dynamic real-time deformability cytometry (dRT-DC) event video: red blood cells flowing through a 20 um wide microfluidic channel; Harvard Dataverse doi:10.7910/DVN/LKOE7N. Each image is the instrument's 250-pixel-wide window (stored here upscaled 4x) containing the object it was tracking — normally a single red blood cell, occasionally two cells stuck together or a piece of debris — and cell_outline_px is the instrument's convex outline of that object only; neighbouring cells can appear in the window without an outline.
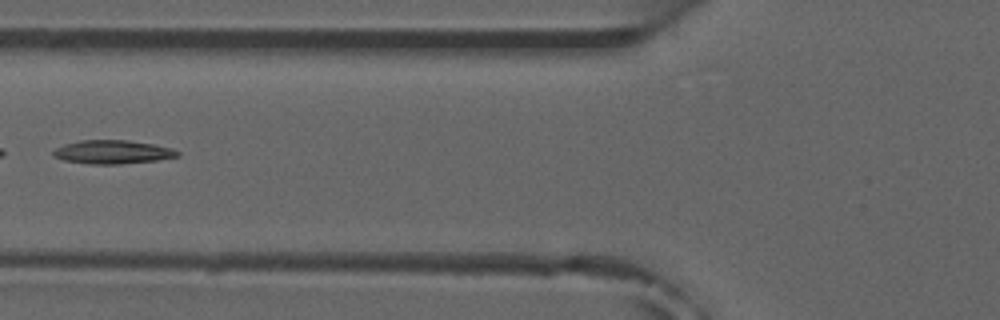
{"species": "common noctule bat (a hibernating species)", "species_latin": "Nyctalus noctula", "temperature_condition": "room temperature", "stored_images_in_passage": 5, "camera_frame_rate_fps": 3000, "um_per_image_px": 0.085, "animal": {"sex": "male", "forearm_length_mm": 52.5}, "frame": {"image": 1, "passage_image": 4, "time_ms": 3.667, "image_size_px": [1000, 320], "cell_outline_px": [[180, 156], [156, 160], [116, 164], [88, 164], [64, 160], [52, 156], [52, 152], [56, 148], [64, 144], [80, 140], [128, 140], [152, 144], [172, 148], [180, 152]], "centroid_in_image_um": [9.55, 12.92], "position_along_channel_um": 116.3, "area_um2": 17.05}}
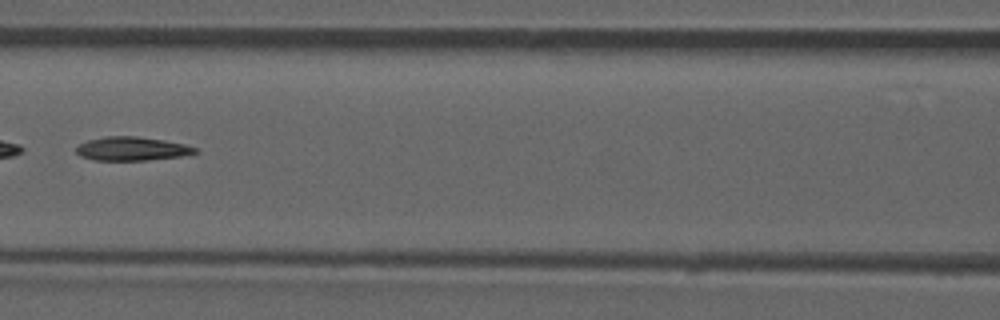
{"frame": {"image": 2, "passage_image": 5, "time_ms": 4.667, "image_size_px": [1000, 320], "cell_outline_px": [[200, 152], [192, 156], [148, 160], [92, 160], [80, 156], [76, 152], [76, 148], [80, 144], [88, 140], [104, 136], [136, 136], [164, 140], [184, 144], [196, 148]], "centroid_in_image_um": [11.29, 12.65], "position_along_channel_um": 155.3, "area_um2": 16.76}}